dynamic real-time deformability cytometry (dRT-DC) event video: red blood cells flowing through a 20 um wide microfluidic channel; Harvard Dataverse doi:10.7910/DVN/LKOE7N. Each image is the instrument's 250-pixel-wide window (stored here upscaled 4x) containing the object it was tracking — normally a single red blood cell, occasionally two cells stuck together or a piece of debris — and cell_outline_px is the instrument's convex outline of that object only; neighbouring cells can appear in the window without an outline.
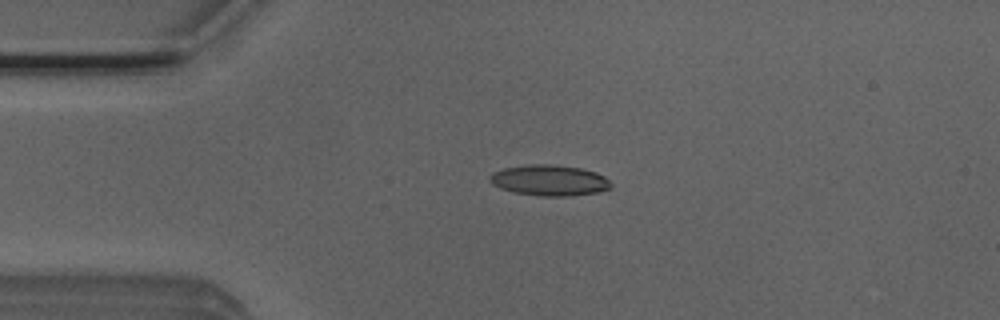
{"species": "Egyptian fruit bat (a non-hibernating species)", "species_latin": "Rousettus aegyptiacus", "temperature_condition": "room temperature", "stored_images_in_passage": 3, "camera_frame_rate_fps": 3000, "um_per_image_px": 0.085, "animal": {"sex": "male"}, "frame": {"image": 1, "passage_image": 3, "time_ms": 0.667, "image_size_px": [1000, 320], "cell_outline_px": [[612, 188], [600, 192], [564, 196], [540, 196], [512, 192], [500, 188], [492, 184], [488, 180], [488, 176], [492, 172], [504, 168], [528, 164], [552, 164], [580, 168], [596, 172], [604, 176], [612, 184]], "centroid_in_image_um": [46.68, 15.33], "position_along_channel_um": 38.3, "area_um2": 21.96}}